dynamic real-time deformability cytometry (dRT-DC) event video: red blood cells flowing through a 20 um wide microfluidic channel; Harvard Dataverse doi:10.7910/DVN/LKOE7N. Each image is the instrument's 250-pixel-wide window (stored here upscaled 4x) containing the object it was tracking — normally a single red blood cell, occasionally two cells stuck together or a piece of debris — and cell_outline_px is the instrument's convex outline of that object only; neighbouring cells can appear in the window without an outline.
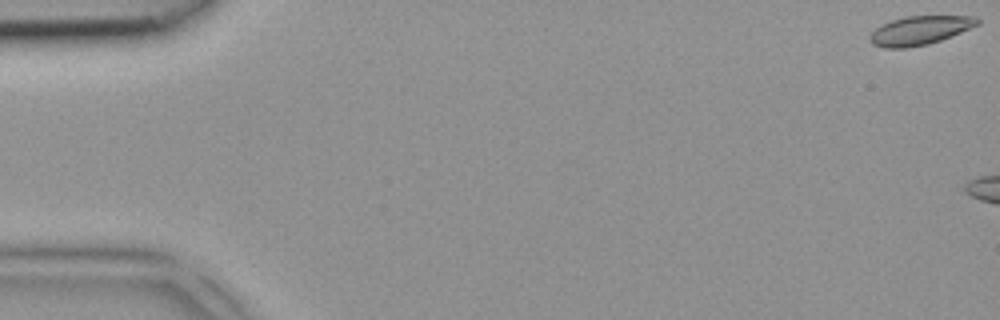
{"species": "common noctule bat (a hibernating species)", "species_latin": "Nyctalus noctula", "temperature_condition": "room temperature", "stored_images_in_passage": 4, "camera_frame_rate_fps": 3000, "um_per_image_px": 0.085, "animal": {"sex": "female", "body_mass_g": 18.4}, "frame": {"image": 1, "passage_image": 1, "time_ms": 0.0, "image_size_px": [1000, 320], "cell_outline_px": [[980, 24], [940, 40], [928, 44], [908, 48], [884, 48], [872, 44], [868, 40], [872, 32], [876, 28], [892, 20], [904, 16], [976, 16], [980, 20]], "centroid_in_image_um": [78.17, 2.59], "position_along_channel_um": 6.8, "area_um2": 17.98}}